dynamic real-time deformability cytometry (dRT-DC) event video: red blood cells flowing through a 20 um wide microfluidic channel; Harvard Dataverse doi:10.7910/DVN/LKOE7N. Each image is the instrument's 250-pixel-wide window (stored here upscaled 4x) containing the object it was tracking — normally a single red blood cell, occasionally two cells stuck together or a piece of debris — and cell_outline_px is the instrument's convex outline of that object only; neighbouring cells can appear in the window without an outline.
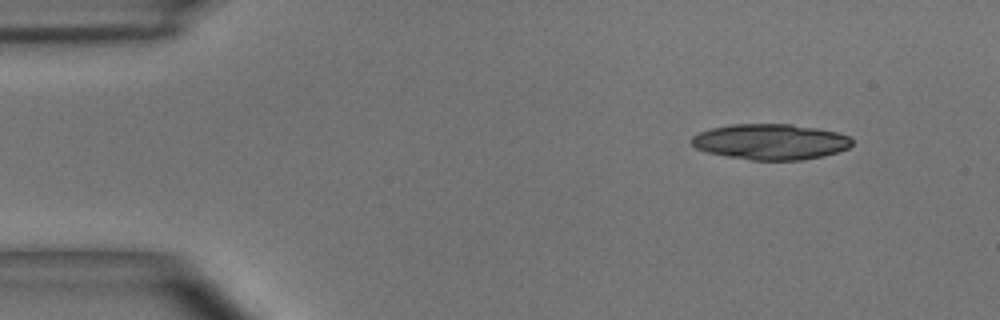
{"species": "common noctule bat (a hibernating species)", "species_latin": "Nyctalus noctula", "temperature_condition": "room temperature", "stored_images_in_passage": 15, "camera_frame_rate_fps": 3000, "um_per_image_px": 0.085, "animal": {"sex": "male", "body_mass_g": 15.6}, "frame": {"image": 1, "passage_image": 1, "time_ms": 0.0, "image_size_px": [1000, 320], "cell_outline_px": [[852, 144], [848, 148], [824, 156], [800, 160], [752, 160], [728, 156], [708, 152], [696, 148], [692, 144], [692, 136], [700, 132], [712, 128], [732, 124], [792, 124], [816, 128], [836, 132], [848, 136], [852, 140]], "centroid_in_image_um": [65.51, 12.05], "position_along_channel_um": 19.5, "area_um2": 33.12}}